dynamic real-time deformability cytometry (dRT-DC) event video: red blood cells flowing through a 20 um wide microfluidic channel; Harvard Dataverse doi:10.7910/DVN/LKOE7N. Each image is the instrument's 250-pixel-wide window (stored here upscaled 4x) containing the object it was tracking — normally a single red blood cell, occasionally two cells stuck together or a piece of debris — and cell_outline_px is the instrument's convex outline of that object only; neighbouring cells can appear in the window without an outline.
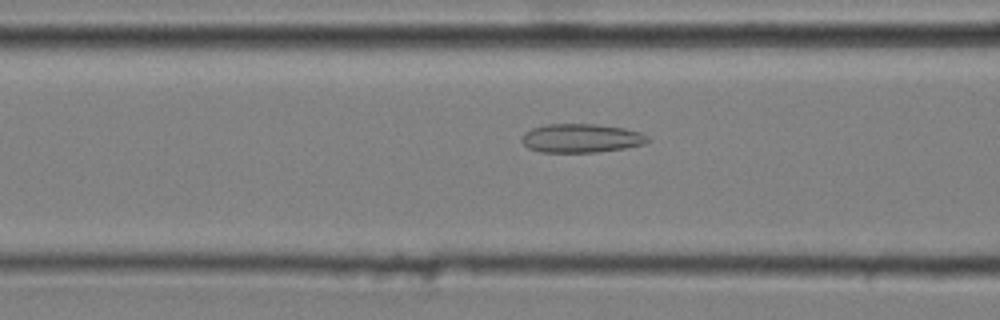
{"species": "common noctule bat (a hibernating species)", "species_latin": "Nyctalus noctula", "temperature_condition": "cold", "stored_images_in_passage": 38, "camera_frame_rate_fps": 3000, "um_per_image_px": 0.085, "animal": {"sex": "male", "body_mass_g": 20.4}, "frame": {"image": 1, "passage_image": 11, "time_ms": 3.333, "image_size_px": [1000, 320], "cell_outline_px": [[648, 140], [644, 144], [624, 148], [596, 152], [540, 152], [528, 148], [520, 140], [524, 132], [532, 128], [548, 124], [596, 124], [624, 128], [640, 132], [648, 136]], "centroid_in_image_um": [49.37, 11.74], "position_along_channel_um": 117.2, "area_um2": 21.1}}
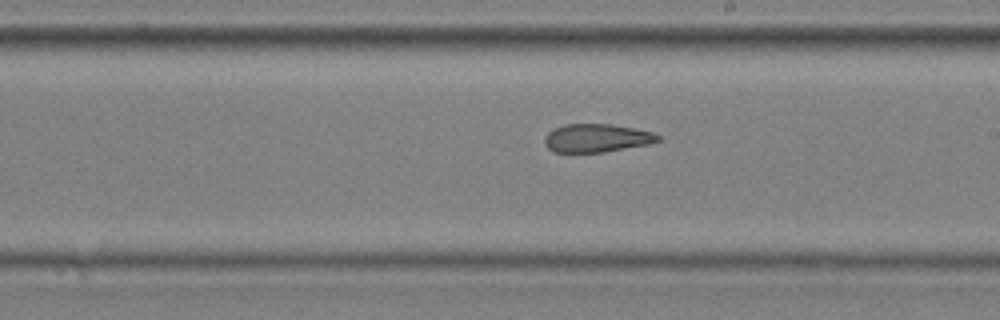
{"frame": {"image": 2, "passage_image": 21, "time_ms": 6.667, "image_size_px": [1000, 320], "cell_outline_px": [[664, 140], [648, 144], [604, 152], [552, 152], [544, 144], [544, 140], [548, 132], [564, 124], [612, 124], [652, 132], [660, 136]], "centroid_in_image_um": [50.73, 11.74], "position_along_channel_um": 238.3, "area_um2": 18.67}}
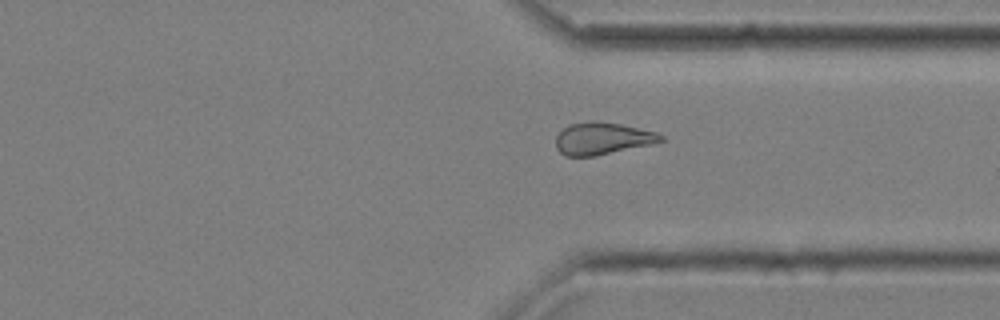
{"frame": {"image": 3, "passage_image": 31, "time_ms": 10.0, "image_size_px": [1000, 320], "cell_outline_px": [[668, 140], [652, 144], [596, 156], [564, 156], [556, 148], [556, 136], [568, 124], [592, 120], [620, 124], [656, 132], [664, 136]], "centroid_in_image_um": [51.21, 11.77], "position_along_channel_um": 360.2, "area_um2": 19.83}, "authors_computed_cell_mechanics": {"area_um2": 19.9699, "velocity_mm_per_s": 3.6418, "shape_relaxation_time_tau1_ms": null, "shape_relaxation_time_tau2_ms": 3.0626, "deformation_change_tau1": null, "deformation_change_tau2": 0.118}}